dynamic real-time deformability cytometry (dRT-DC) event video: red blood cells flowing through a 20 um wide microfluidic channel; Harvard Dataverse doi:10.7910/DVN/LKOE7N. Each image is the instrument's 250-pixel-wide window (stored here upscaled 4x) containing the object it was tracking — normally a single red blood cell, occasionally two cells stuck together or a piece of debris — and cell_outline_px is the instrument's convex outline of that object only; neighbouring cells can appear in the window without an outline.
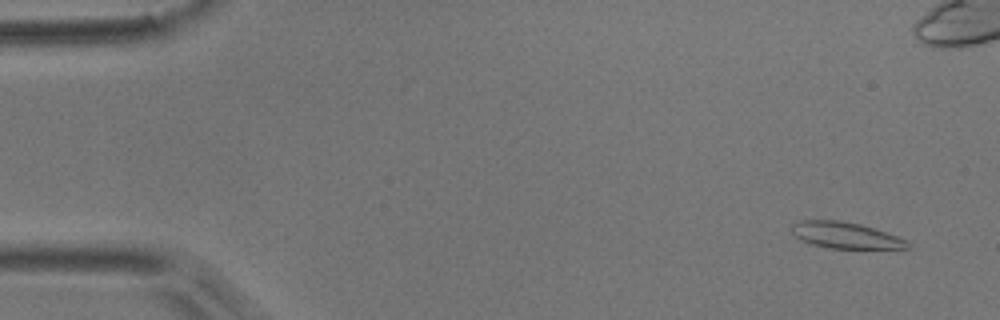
{"species": "common noctule bat (a hibernating species)", "species_latin": "Nyctalus noctula", "temperature_condition": "room temperature", "stored_images_in_passage": 5, "camera_frame_rate_fps": 3000, "um_per_image_px": 0.085, "animal": {"sex": "male", "body_mass_g": 17.9}, "frame": {"image": 1, "passage_image": 1, "time_ms": 0.0, "image_size_px": [1000, 320], "cell_outline_px": [[912, 248], [828, 248], [812, 244], [800, 240], [792, 232], [792, 224], [800, 220], [840, 220], [860, 224], [908, 240], [912, 244]], "centroid_in_image_um": [71.87, 20.0], "position_along_channel_um": 13.1, "area_um2": 17.63}}